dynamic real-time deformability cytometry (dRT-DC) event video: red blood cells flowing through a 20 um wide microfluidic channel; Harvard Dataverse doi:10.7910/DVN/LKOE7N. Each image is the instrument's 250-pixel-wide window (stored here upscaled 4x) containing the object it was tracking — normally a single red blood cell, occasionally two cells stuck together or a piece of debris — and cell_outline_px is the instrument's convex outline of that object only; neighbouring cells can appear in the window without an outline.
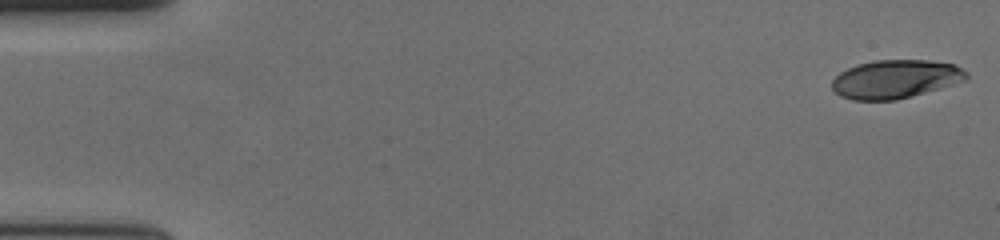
{"species": "human", "species_latin": "Homo sapiens", "temperature_condition": "cold", "stored_images_in_passage": 58, "camera_frame_rate_fps": 3000, "um_per_image_px": 0.085, "donor": {"sex": "female"}, "frame": {"image": 1, "passage_image": 1, "time_ms": 0.0, "image_size_px": [1000, 240], "cell_outline_px": [[968, 80], [896, 100], [852, 100], [840, 96], [832, 88], [832, 80], [840, 72], [856, 64], [876, 60], [928, 60], [956, 64], [968, 72]], "centroid_in_image_um": [76.13, 6.71], "position_along_channel_um": 8.9, "area_um2": 30.23}}
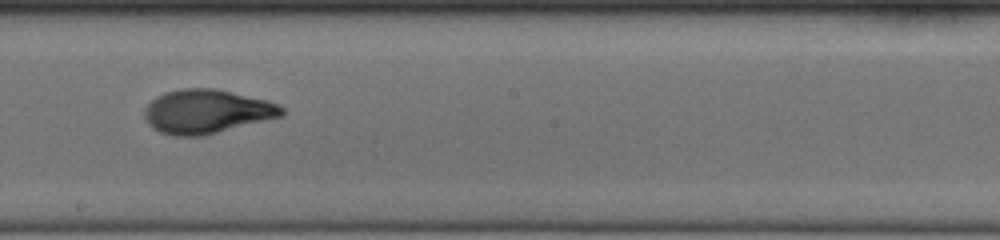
{"frame": {"image": 2, "passage_image": 33, "time_ms": 10.667, "image_size_px": [1000, 240], "cell_outline_px": [[284, 116], [204, 136], [172, 136], [160, 132], [152, 128], [148, 124], [144, 116], [144, 108], [156, 96], [164, 92], [180, 88], [216, 88], [268, 100], [284, 108]], "centroid_in_image_um": [17.56, 9.48], "position_along_channel_um": 230.6, "area_um2": 35.6}}
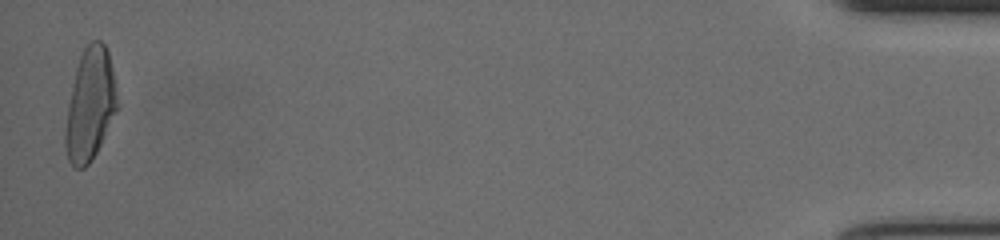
{"frame": {"image": 3, "passage_image": 57, "time_ms": 18.667, "image_size_px": [1000, 240], "cell_outline_px": [[120, 108], [96, 152], [88, 164], [84, 168], [72, 168], [68, 160], [64, 144], [64, 132], [68, 104], [72, 84], [76, 68], [80, 56], [84, 48], [92, 40], [100, 40], [104, 44], [108, 52], [112, 68]], "centroid_in_image_um": [7.66, 8.92], "position_along_channel_um": 427.5, "area_um2": 34.28}, "authors_computed_cell_mechanics": {"area_um2": 33.4084, "velocity_mm_per_s": 3.6314, "shape_relaxation_time_tau1_ms": 4.0896, "shape_relaxation_time_tau2_ms": 1.3896, "deformation_change_tau1": 0.2148, "deformation_change_tau2": 0.0572}}